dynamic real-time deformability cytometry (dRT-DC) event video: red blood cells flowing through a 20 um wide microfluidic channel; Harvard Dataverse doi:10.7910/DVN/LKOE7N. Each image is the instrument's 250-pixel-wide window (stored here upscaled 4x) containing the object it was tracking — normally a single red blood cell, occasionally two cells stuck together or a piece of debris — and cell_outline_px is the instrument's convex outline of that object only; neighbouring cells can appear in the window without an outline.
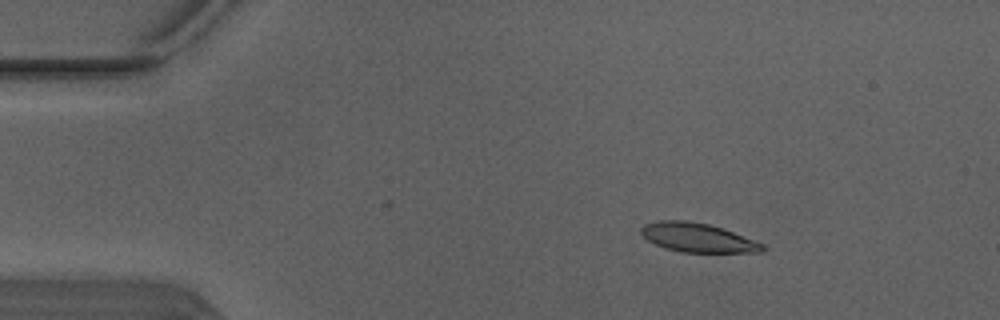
{"species": "Egyptian fruit bat (a non-hibernating species)", "species_latin": "Rousettus aegyptiacus", "temperature_condition": "warm", "stored_images_in_passage": 3, "camera_frame_rate_fps": 3000, "um_per_image_px": 0.085, "animal": {"sex": "male"}, "frame": {"image": 1, "passage_image": 1, "time_ms": 0.0, "image_size_px": [1000, 320], "cell_outline_px": [[768, 248], [764, 252], [680, 252], [664, 248], [648, 240], [640, 232], [640, 228], [644, 224], [660, 220], [684, 220], [708, 224], [724, 228], [756, 240], [764, 244]], "centroid_in_image_um": [59.35, 20.2], "position_along_channel_um": 25.7, "area_um2": 20.75}}